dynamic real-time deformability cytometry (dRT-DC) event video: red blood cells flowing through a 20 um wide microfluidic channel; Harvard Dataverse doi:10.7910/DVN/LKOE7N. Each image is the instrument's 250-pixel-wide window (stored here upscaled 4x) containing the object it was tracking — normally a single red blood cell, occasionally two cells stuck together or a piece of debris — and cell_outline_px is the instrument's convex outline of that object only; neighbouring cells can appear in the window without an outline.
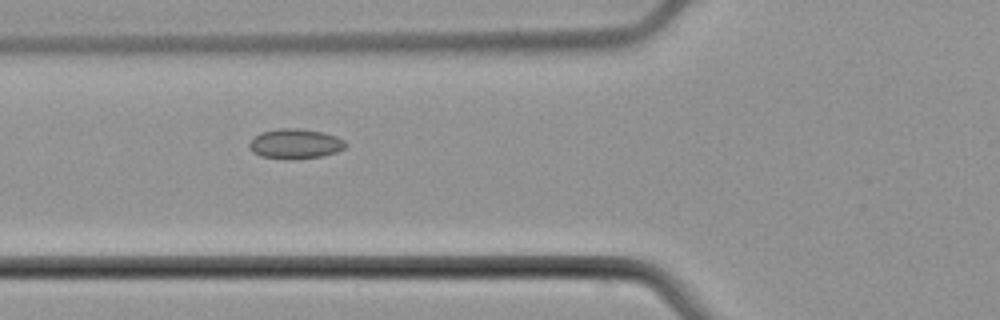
{"species": "common noctule bat (a hibernating species)", "species_latin": "Nyctalus noctula", "temperature_condition": "cold", "stored_images_in_passage": 8, "camera_frame_rate_fps": 3000, "um_per_image_px": 0.085, "animal": {"sex": "male", "body_mass_g": 21.5, "forearm_length_mm": 52.0}, "frame": {"image": 1, "passage_image": 5, "time_ms": 5.667, "image_size_px": [1000, 320], "cell_outline_px": [[348, 144], [344, 148], [336, 152], [320, 156], [260, 156], [252, 152], [248, 144], [260, 132], [280, 128], [300, 128], [324, 132], [336, 136], [344, 140]], "centroid_in_image_um": [25.12, 12.15], "position_along_channel_um": 100.7, "area_um2": 16.01}}
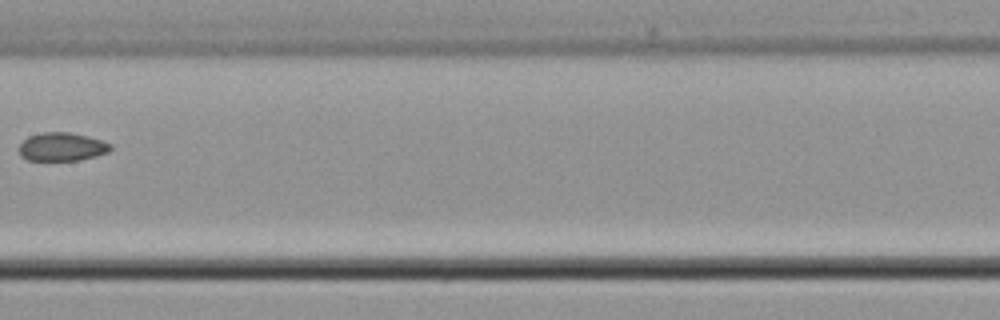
{"frame": {"image": 2, "passage_image": 7, "time_ms": 8.333, "image_size_px": [1000, 320], "cell_outline_px": [[112, 148], [108, 152], [96, 156], [80, 160], [28, 160], [20, 156], [16, 148], [28, 136], [44, 132], [68, 132], [88, 136], [112, 144]], "centroid_in_image_um": [5.23, 12.48], "position_along_channel_um": 202.2, "area_um2": 15.26}}
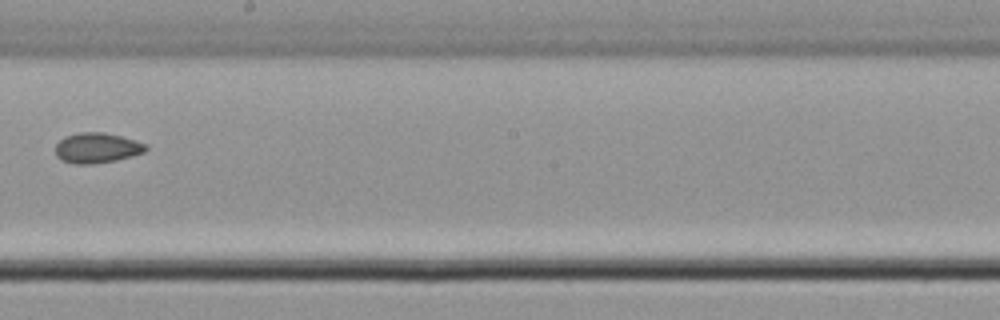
{"frame": {"image": 3, "passage_image": 8, "time_ms": 9.333, "image_size_px": [1000, 320], "cell_outline_px": [[148, 148], [144, 152], [132, 156], [116, 160], [92, 164], [72, 164], [60, 160], [56, 156], [56, 144], [64, 136], [80, 132], [104, 132], [136, 140], [148, 144]], "centroid_in_image_um": [8.24, 12.57], "position_along_channel_um": 240.0, "area_um2": 16.13}}